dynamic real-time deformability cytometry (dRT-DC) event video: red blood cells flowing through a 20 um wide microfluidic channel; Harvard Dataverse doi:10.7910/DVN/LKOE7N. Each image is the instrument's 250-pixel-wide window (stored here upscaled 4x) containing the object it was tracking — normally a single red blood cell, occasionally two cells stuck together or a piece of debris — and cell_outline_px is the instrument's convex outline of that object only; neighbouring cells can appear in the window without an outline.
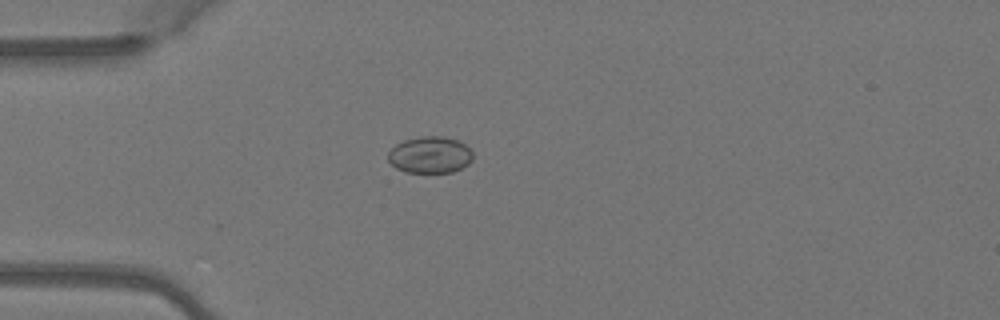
{"species": "Egyptian fruit bat (a non-hibernating species)", "species_latin": "Rousettus aegyptiacus", "temperature_condition": "warm", "stored_images_in_passage": 4, "camera_frame_rate_fps": 3000, "um_per_image_px": 0.085, "animal": {"sex": "female"}, "frame": {"image": 1, "passage_image": 3, "time_ms": 0.667, "image_size_px": [1000, 320], "cell_outline_px": [[472, 160], [468, 164], [452, 172], [404, 172], [396, 168], [388, 160], [388, 152], [396, 144], [404, 140], [420, 136], [444, 136], [460, 140], [472, 152]], "centroid_in_image_um": [36.54, 13.15], "position_along_channel_um": 48.5, "area_um2": 18.15}}